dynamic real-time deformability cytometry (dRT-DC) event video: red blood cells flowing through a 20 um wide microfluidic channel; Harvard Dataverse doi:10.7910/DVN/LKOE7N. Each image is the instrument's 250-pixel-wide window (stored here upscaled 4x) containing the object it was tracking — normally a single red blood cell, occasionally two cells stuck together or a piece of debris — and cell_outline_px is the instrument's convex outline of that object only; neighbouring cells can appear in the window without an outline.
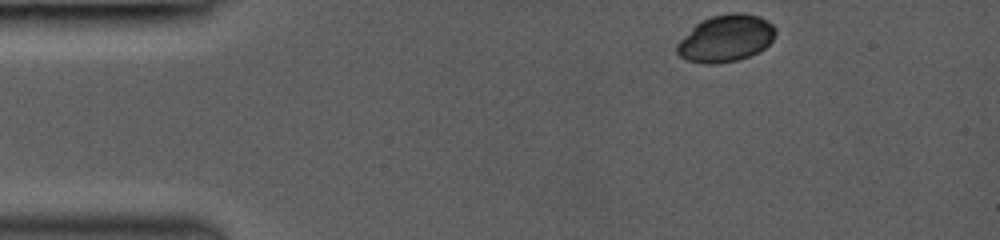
{"species": "common noctule bat (a hibernating species)", "species_latin": "Nyctalus noctula", "temperature_condition": "room temperature", "stored_images_in_passage": 10, "camera_frame_rate_fps": 3000, "um_per_image_px": 0.085, "animal": {"sex": "female", "body_mass_g": 19.0, "forearm_length_mm": 53.3}, "frame": {"image": 1, "passage_image": 1, "time_ms": 0.0, "image_size_px": [1000, 240], "cell_outline_px": [[776, 32], [772, 40], [764, 48], [748, 56], [736, 60], [716, 64], [704, 64], [688, 60], [680, 56], [676, 52], [676, 44], [700, 20], [712, 16], [728, 12], [744, 12], [760, 16], [768, 20], [776, 28]], "centroid_in_image_um": [61.7, 3.24], "position_along_channel_um": 23.3, "area_um2": 27.05}}
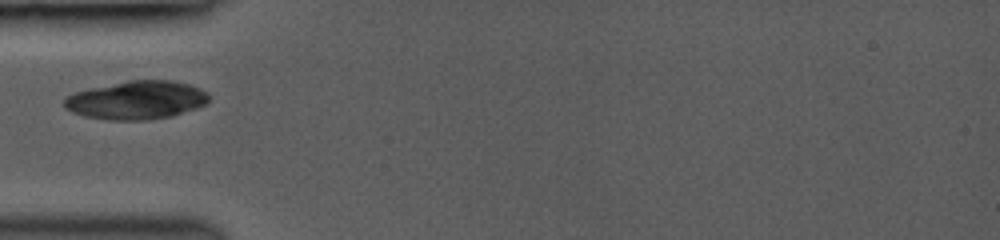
{"frame": {"image": 2, "passage_image": 7, "time_ms": 3.0, "image_size_px": [1000, 240], "cell_outline_px": [[208, 104], [172, 116], [148, 120], [108, 120], [84, 116], [72, 112], [64, 108], [64, 100], [68, 96], [76, 92], [92, 88], [128, 80], [172, 80], [188, 84], [200, 88], [208, 92]], "centroid_in_image_um": [11.63, 8.51], "position_along_channel_um": 73.4, "area_um2": 32.37}}
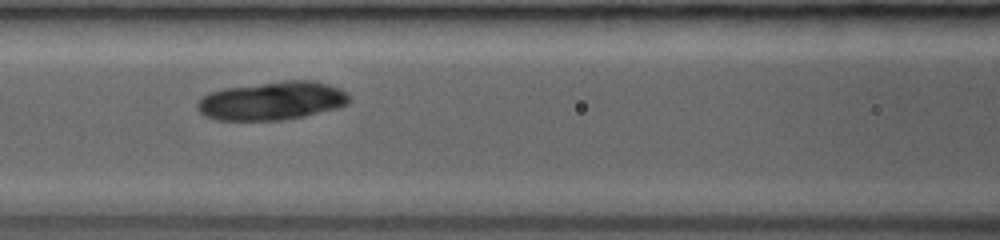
{"frame": {"image": 3, "passage_image": 9, "time_ms": 4.667, "image_size_px": [1000, 240], "cell_outline_px": [[352, 100], [348, 104], [340, 108], [304, 116], [280, 120], [216, 120], [204, 116], [196, 108], [196, 104], [208, 92], [224, 88], [284, 80], [316, 80], [340, 88], [348, 92]], "centroid_in_image_um": [23.17, 8.56], "position_along_channel_um": 143.4, "area_um2": 34.51}}